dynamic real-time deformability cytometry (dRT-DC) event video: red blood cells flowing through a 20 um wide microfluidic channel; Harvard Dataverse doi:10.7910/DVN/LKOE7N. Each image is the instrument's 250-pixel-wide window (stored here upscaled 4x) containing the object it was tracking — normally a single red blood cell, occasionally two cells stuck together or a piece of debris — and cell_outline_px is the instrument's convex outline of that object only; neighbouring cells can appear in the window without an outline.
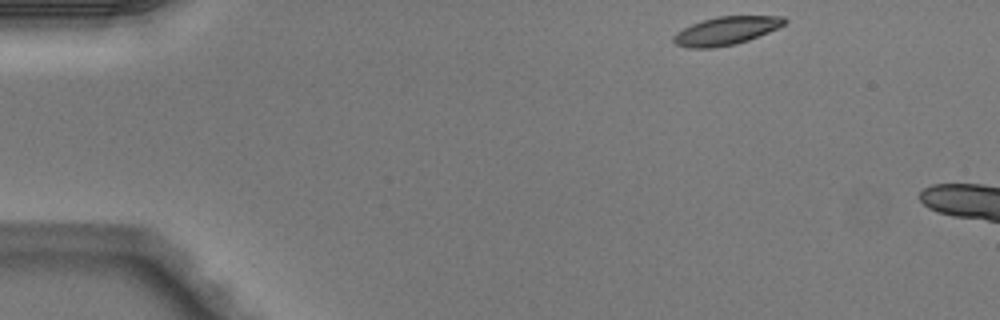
{"species": "Egyptian fruit bat (a non-hibernating species)", "species_latin": "Rousettus aegyptiacus", "temperature_condition": "warm", "stored_images_in_passage": 2, "camera_frame_rate_fps": 3000, "um_per_image_px": 0.085, "animal": {"sex": "male"}, "frame": {"image": 1, "passage_image": 1, "time_ms": 0.0, "image_size_px": [1000, 320], "cell_outline_px": [[788, 20], [784, 24], [768, 32], [748, 40], [736, 44], [712, 48], [688, 48], [676, 44], [672, 40], [672, 36], [676, 32], [692, 24], [716, 16], [784, 16]], "centroid_in_image_um": [61.69, 2.62], "position_along_channel_um": 23.3, "area_um2": 18.15}}